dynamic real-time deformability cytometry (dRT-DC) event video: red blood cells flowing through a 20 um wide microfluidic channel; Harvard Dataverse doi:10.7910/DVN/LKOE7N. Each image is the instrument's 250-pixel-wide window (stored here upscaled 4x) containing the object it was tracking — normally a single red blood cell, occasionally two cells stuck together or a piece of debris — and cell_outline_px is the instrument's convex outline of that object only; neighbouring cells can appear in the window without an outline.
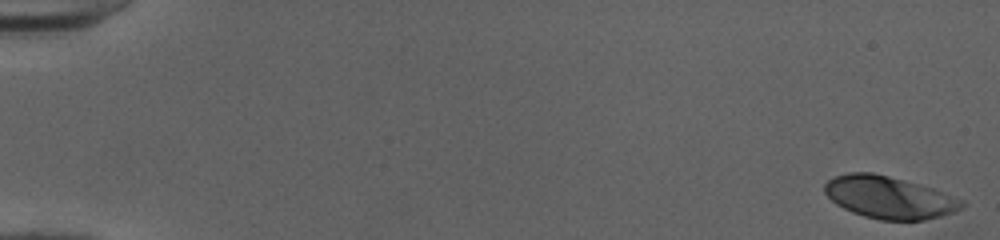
{"species": "human", "species_latin": "Homo sapiens", "temperature_condition": "cold", "stored_images_in_passage": 4, "camera_frame_rate_fps": 3000, "um_per_image_px": 0.085, "donor": {"sex": "female"}, "frame": {"image": 1, "passage_image": 1, "time_ms": 0.0, "image_size_px": [1000, 240], "cell_outline_px": [[968, 204], [952, 212], [940, 216], [924, 220], [880, 220], [864, 216], [852, 212], [836, 204], [824, 192], [824, 184], [828, 180], [836, 176], [848, 172], [872, 172], [920, 184], [932, 188], [964, 200]], "centroid_in_image_um": [75.57, 16.77], "position_along_channel_um": 9.4, "area_um2": 33.7}}